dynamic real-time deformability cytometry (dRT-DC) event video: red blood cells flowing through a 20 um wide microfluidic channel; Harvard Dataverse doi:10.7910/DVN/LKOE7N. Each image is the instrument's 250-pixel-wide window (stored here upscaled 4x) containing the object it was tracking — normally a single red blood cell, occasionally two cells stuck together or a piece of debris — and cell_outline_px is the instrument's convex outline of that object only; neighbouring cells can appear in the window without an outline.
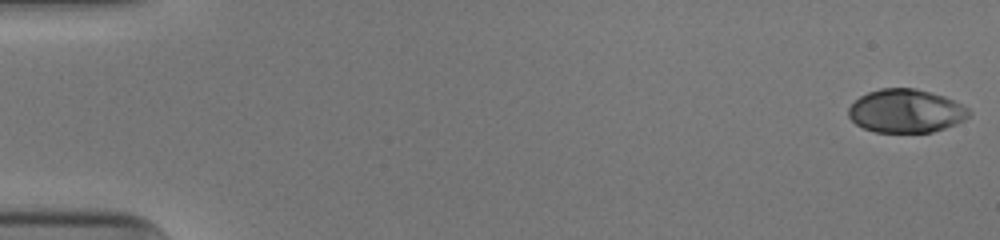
{"species": "human", "species_latin": "Homo sapiens", "temperature_condition": "cold", "stored_images_in_passage": 47, "camera_frame_rate_fps": 3000, "um_per_image_px": 0.085, "donor": {"sex": "male"}, "frame": {"image": 1, "passage_image": 1, "time_ms": 0.0, "image_size_px": [1000, 240], "cell_outline_px": [[972, 116], [956, 124], [932, 132], [876, 132], [864, 128], [856, 124], [848, 116], [848, 108], [860, 96], [868, 92], [880, 88], [916, 88], [944, 96], [968, 108], [972, 112]], "centroid_in_image_um": [77.02, 9.43], "position_along_channel_um": 8.0, "area_um2": 30.52}}
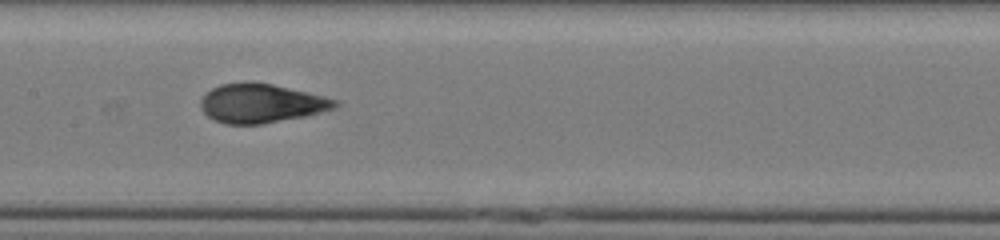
{"frame": {"image": 2, "passage_image": 27, "time_ms": 8.667, "image_size_px": [1000, 240], "cell_outline_px": [[340, 104], [336, 108], [304, 116], [260, 124], [224, 124], [208, 116], [200, 108], [200, 100], [212, 88], [220, 84], [244, 80], [252, 80], [272, 84], [324, 96], [336, 100]], "centroid_in_image_um": [22.17, 8.76], "position_along_channel_um": 185.2, "area_um2": 30.63}}
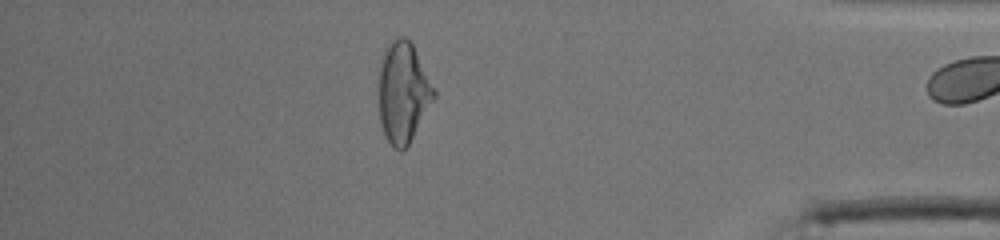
{"frame": {"image": 3, "passage_image": 46, "time_ms": 15.0, "image_size_px": [1000, 240], "cell_outline_px": [[436, 96], [408, 144], [404, 148], [396, 148], [388, 140], [384, 132], [380, 120], [380, 56], [392, 40], [396, 36], [404, 36], [412, 44], [436, 88]], "centroid_in_image_um": [34.29, 7.78], "position_along_channel_um": 400.9, "area_um2": 31.85}}